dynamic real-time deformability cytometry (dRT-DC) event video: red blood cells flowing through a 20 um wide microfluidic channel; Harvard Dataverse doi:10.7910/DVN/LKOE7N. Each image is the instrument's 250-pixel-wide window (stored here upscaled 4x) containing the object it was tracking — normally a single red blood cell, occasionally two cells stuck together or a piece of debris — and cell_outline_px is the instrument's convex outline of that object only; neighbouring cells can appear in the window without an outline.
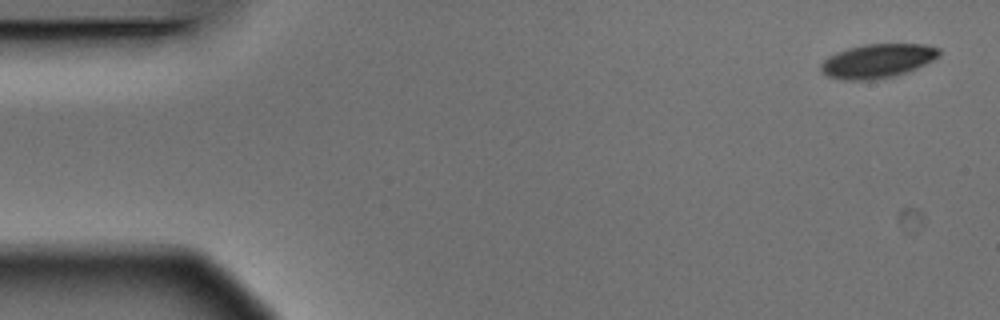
{"species": "Egyptian fruit bat (a non-hibernating species)", "species_latin": "Rousettus aegyptiacus", "temperature_condition": "warm", "stored_images_in_passage": 4, "camera_frame_rate_fps": 3000, "um_per_image_px": 0.085, "animal": {"sex": "male"}, "frame": {"image": 1, "passage_image": 1, "time_ms": 0.0, "image_size_px": [1000, 320], "cell_outline_px": [[940, 56], [908, 72], [892, 76], [872, 80], [844, 80], [828, 76], [820, 68], [820, 64], [828, 56], [836, 52], [848, 48], [864, 44], [928, 44], [940, 48]], "centroid_in_image_um": [74.6, 5.17], "position_along_channel_um": 10.4, "area_um2": 23.41}}